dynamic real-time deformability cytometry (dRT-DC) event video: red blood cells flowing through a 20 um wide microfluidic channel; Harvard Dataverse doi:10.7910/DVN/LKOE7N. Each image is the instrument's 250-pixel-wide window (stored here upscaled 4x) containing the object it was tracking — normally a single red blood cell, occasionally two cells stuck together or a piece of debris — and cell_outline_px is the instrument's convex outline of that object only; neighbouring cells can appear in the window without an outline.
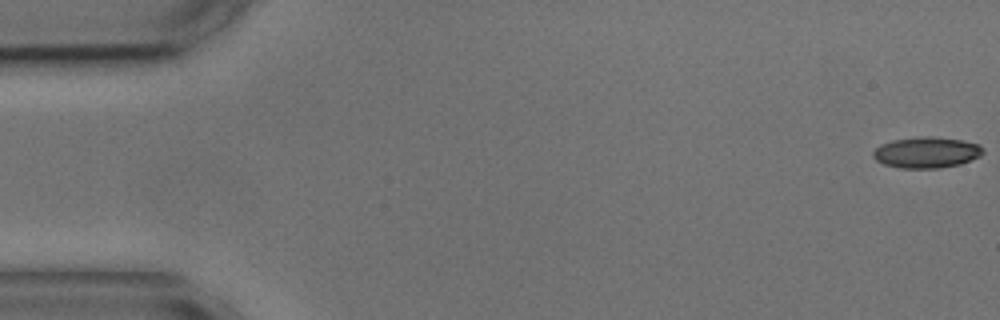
{"species": "common noctule bat (a hibernating species)", "species_latin": "Nyctalus noctula", "temperature_condition": "cold", "stored_images_in_passage": 20, "camera_frame_rate_fps": 3000, "um_per_image_px": 0.085, "animal": {"sex": "male", "body_mass_g": 17.9, "forearm_length_mm": 54.2}, "frame": {"image": 1, "passage_image": 1, "time_ms": 0.0, "image_size_px": [1000, 320], "cell_outline_px": [[984, 152], [980, 156], [960, 164], [940, 168], [900, 168], [884, 164], [876, 160], [872, 156], [872, 152], [880, 144], [892, 140], [924, 136], [928, 136], [960, 140], [980, 144], [984, 148]], "centroid_in_image_um": [78.75, 12.96], "position_along_channel_um": 6.3, "area_um2": 19.88}}
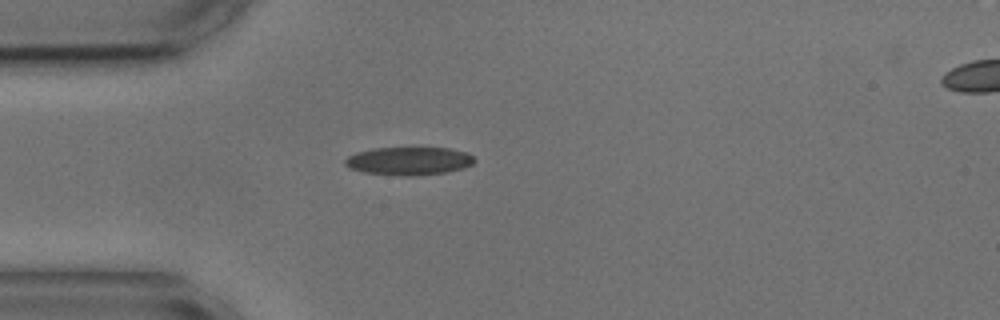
{"frame": {"image": 2, "passage_image": 15, "time_ms": 4.667, "image_size_px": [1000, 320], "cell_outline_px": [[476, 160], [472, 164], [464, 168], [444, 172], [416, 176], [404, 176], [364, 172], [348, 168], [344, 164], [344, 160], [348, 156], [356, 152], [372, 148], [448, 148], [464, 152], [472, 156]], "centroid_in_image_um": [34.72, 13.68], "position_along_channel_um": 50.3, "area_um2": 21.15}}